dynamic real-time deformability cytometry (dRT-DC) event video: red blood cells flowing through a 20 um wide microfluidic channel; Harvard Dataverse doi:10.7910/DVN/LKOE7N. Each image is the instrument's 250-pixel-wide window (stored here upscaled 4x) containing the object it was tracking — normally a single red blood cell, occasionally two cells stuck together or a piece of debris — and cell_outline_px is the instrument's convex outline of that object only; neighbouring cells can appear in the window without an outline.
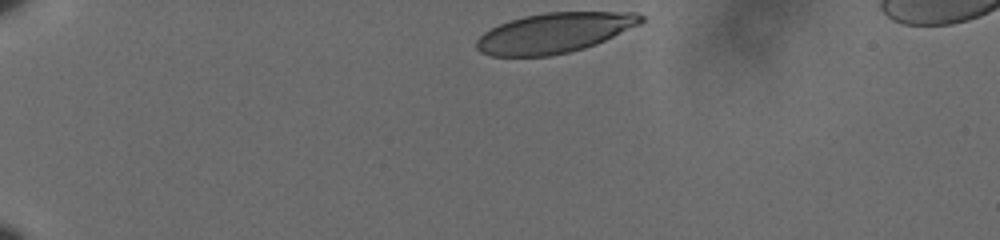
{"species": "human", "species_latin": "Homo sapiens", "temperature_condition": "cold", "stored_images_in_passage": 18, "camera_frame_rate_fps": 3000, "um_per_image_px": 0.085, "donor": {"sex": "male"}, "frame": {"image": 1, "passage_image": 1, "time_ms": 0.0, "image_size_px": [1000, 240], "cell_outline_px": [[644, 20], [640, 24], [596, 44], [584, 48], [568, 52], [548, 56], [492, 56], [480, 52], [476, 48], [476, 40], [484, 32], [500, 24], [524, 16], [544, 12], [636, 12], [644, 16]], "centroid_in_image_um": [47.12, 2.79], "position_along_channel_um": 37.9, "area_um2": 38.21}}
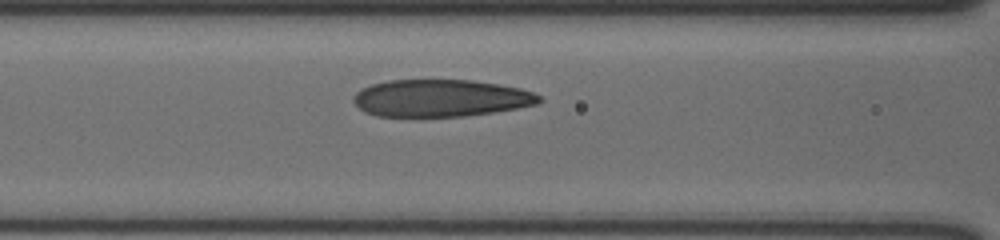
{"frame": {"image": 2, "passage_image": 11, "time_ms": 3.333, "image_size_px": [1000, 240], "cell_outline_px": [[540, 100], [536, 104], [516, 108], [492, 112], [464, 116], [376, 116], [364, 112], [352, 100], [352, 96], [360, 88], [372, 84], [388, 80], [472, 80], [500, 84], [520, 88], [532, 92], [540, 96]], "centroid_in_image_um": [37.41, 8.33], "position_along_channel_um": 129.2, "area_um2": 40.17}}
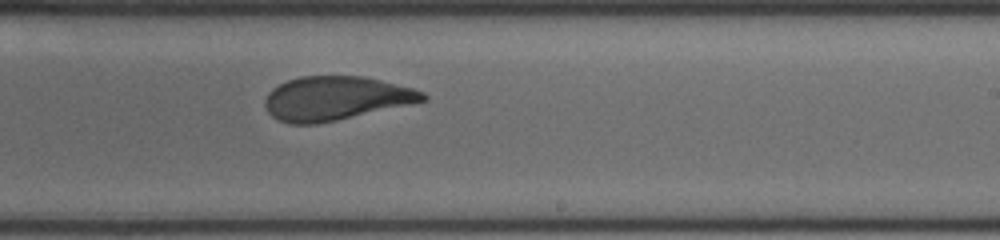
{"frame": {"image": 3, "passage_image": 18, "time_ms": 5.667, "image_size_px": [1000, 240], "cell_outline_px": [[428, 100], [336, 120], [316, 124], [288, 124], [276, 120], [268, 112], [264, 104], [264, 100], [268, 92], [272, 88], [288, 80], [300, 76], [364, 76], [412, 88], [424, 92], [428, 96]], "centroid_in_image_um": [28.49, 8.36], "position_along_channel_um": 260.5, "area_um2": 40.29}}